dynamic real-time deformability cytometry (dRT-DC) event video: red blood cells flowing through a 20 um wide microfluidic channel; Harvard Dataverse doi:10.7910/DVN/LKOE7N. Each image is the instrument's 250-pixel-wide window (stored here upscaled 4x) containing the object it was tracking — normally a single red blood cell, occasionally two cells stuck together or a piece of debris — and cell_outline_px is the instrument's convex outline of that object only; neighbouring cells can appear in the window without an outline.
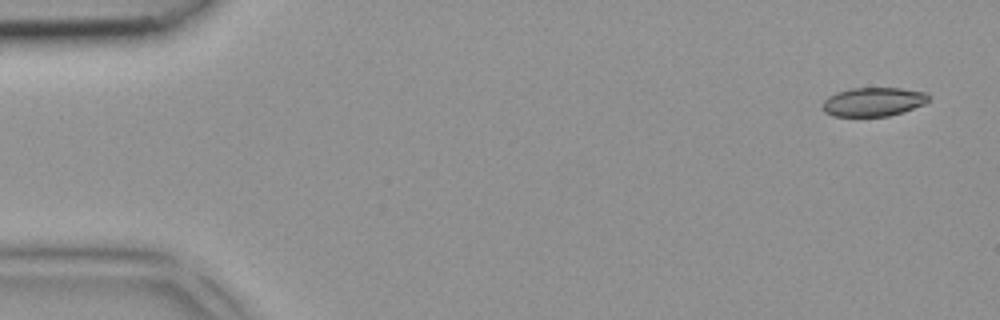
{"species": "common noctule bat (a hibernating species)", "species_latin": "Nyctalus noctula", "temperature_condition": "room temperature", "stored_images_in_passage": 5, "camera_frame_rate_fps": 3000, "um_per_image_px": 0.085, "animal": {"sex": "female", "body_mass_g": 18.4}, "frame": {"image": 1, "passage_image": 1, "time_ms": 0.0, "image_size_px": [1000, 320], "cell_outline_px": [[928, 100], [924, 104], [904, 112], [888, 116], [832, 116], [824, 112], [820, 108], [820, 104], [828, 96], [836, 92], [852, 88], [900, 88], [924, 92], [928, 96]], "centroid_in_image_um": [74.16, 8.66], "position_along_channel_um": 10.8, "area_um2": 17.98}}
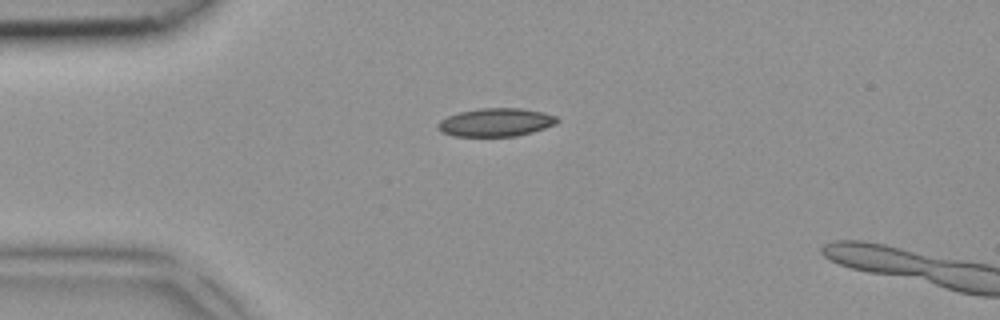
{"frame": {"image": 2, "passage_image": 3, "time_ms": 0.667, "image_size_px": [1000, 320], "cell_outline_px": [[560, 120], [556, 124], [532, 132], [516, 136], [456, 136], [440, 132], [436, 124], [440, 120], [448, 116], [460, 112], [480, 108], [524, 108], [544, 112], [556, 116]], "centroid_in_image_um": [42.16, 10.39], "position_along_channel_um": 42.8, "area_um2": 19.71}}